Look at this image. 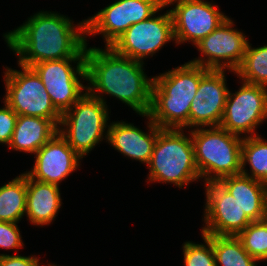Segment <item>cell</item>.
<instances>
[{"instance_id":"9c48e42d","label":"cell","mask_w":267,"mask_h":266,"mask_svg":"<svg viewBox=\"0 0 267 266\" xmlns=\"http://www.w3.org/2000/svg\"><path fill=\"white\" fill-rule=\"evenodd\" d=\"M165 0H116L86 20V35L102 34L110 47L130 26L165 8Z\"/></svg>"},{"instance_id":"603a6c76","label":"cell","mask_w":267,"mask_h":266,"mask_svg":"<svg viewBox=\"0 0 267 266\" xmlns=\"http://www.w3.org/2000/svg\"><path fill=\"white\" fill-rule=\"evenodd\" d=\"M241 162V174L267 185V140H264L259 135L244 136ZM246 164H249L251 174L245 169Z\"/></svg>"},{"instance_id":"6da1fadb","label":"cell","mask_w":267,"mask_h":266,"mask_svg":"<svg viewBox=\"0 0 267 266\" xmlns=\"http://www.w3.org/2000/svg\"><path fill=\"white\" fill-rule=\"evenodd\" d=\"M58 12L40 11L3 35L7 46L26 67L51 60L86 58V20L76 25Z\"/></svg>"},{"instance_id":"cb8c5ba5","label":"cell","mask_w":267,"mask_h":266,"mask_svg":"<svg viewBox=\"0 0 267 266\" xmlns=\"http://www.w3.org/2000/svg\"><path fill=\"white\" fill-rule=\"evenodd\" d=\"M235 73L243 82L267 87V45L252 48L248 42L243 62Z\"/></svg>"},{"instance_id":"5bb4252c","label":"cell","mask_w":267,"mask_h":266,"mask_svg":"<svg viewBox=\"0 0 267 266\" xmlns=\"http://www.w3.org/2000/svg\"><path fill=\"white\" fill-rule=\"evenodd\" d=\"M206 204L203 235L237 236L252 221L245 215L237 199L218 181L204 183Z\"/></svg>"},{"instance_id":"d4e9b609","label":"cell","mask_w":267,"mask_h":266,"mask_svg":"<svg viewBox=\"0 0 267 266\" xmlns=\"http://www.w3.org/2000/svg\"><path fill=\"white\" fill-rule=\"evenodd\" d=\"M237 238L250 256L257 261L267 260V218L252 221Z\"/></svg>"},{"instance_id":"f1b7e54d","label":"cell","mask_w":267,"mask_h":266,"mask_svg":"<svg viewBox=\"0 0 267 266\" xmlns=\"http://www.w3.org/2000/svg\"><path fill=\"white\" fill-rule=\"evenodd\" d=\"M36 256L0 254V266H40Z\"/></svg>"},{"instance_id":"4fadbf2b","label":"cell","mask_w":267,"mask_h":266,"mask_svg":"<svg viewBox=\"0 0 267 266\" xmlns=\"http://www.w3.org/2000/svg\"><path fill=\"white\" fill-rule=\"evenodd\" d=\"M175 2L170 12L177 44L187 41L197 44L228 18L218 6L204 0H165L167 6Z\"/></svg>"},{"instance_id":"30bf717a","label":"cell","mask_w":267,"mask_h":266,"mask_svg":"<svg viewBox=\"0 0 267 266\" xmlns=\"http://www.w3.org/2000/svg\"><path fill=\"white\" fill-rule=\"evenodd\" d=\"M242 84L235 93L229 90L219 126L238 136H255V129L267 119V87Z\"/></svg>"},{"instance_id":"3957f363","label":"cell","mask_w":267,"mask_h":266,"mask_svg":"<svg viewBox=\"0 0 267 266\" xmlns=\"http://www.w3.org/2000/svg\"><path fill=\"white\" fill-rule=\"evenodd\" d=\"M209 69L186 62L153 77L151 107L148 115L162 129L189 128L191 102L201 77Z\"/></svg>"},{"instance_id":"484cf974","label":"cell","mask_w":267,"mask_h":266,"mask_svg":"<svg viewBox=\"0 0 267 266\" xmlns=\"http://www.w3.org/2000/svg\"><path fill=\"white\" fill-rule=\"evenodd\" d=\"M201 235L206 244L183 243L184 266H216L212 242Z\"/></svg>"},{"instance_id":"7402d4cb","label":"cell","mask_w":267,"mask_h":266,"mask_svg":"<svg viewBox=\"0 0 267 266\" xmlns=\"http://www.w3.org/2000/svg\"><path fill=\"white\" fill-rule=\"evenodd\" d=\"M213 246L216 266H256L237 236L205 235ZM220 264V265H219Z\"/></svg>"},{"instance_id":"52a82bcc","label":"cell","mask_w":267,"mask_h":266,"mask_svg":"<svg viewBox=\"0 0 267 266\" xmlns=\"http://www.w3.org/2000/svg\"><path fill=\"white\" fill-rule=\"evenodd\" d=\"M21 71L6 68L4 101L18 116H34L50 119L57 127L61 114L55 109L43 82L31 68L21 64Z\"/></svg>"},{"instance_id":"8fae6325","label":"cell","mask_w":267,"mask_h":266,"mask_svg":"<svg viewBox=\"0 0 267 266\" xmlns=\"http://www.w3.org/2000/svg\"><path fill=\"white\" fill-rule=\"evenodd\" d=\"M155 16V17H154ZM175 40L170 10L130 26L110 47L119 55L143 62L167 42Z\"/></svg>"},{"instance_id":"8992f818","label":"cell","mask_w":267,"mask_h":266,"mask_svg":"<svg viewBox=\"0 0 267 266\" xmlns=\"http://www.w3.org/2000/svg\"><path fill=\"white\" fill-rule=\"evenodd\" d=\"M108 115L107 104L86 90L85 94L61 115L58 132L83 159L103 140L105 134V139H108V131L105 132L109 126Z\"/></svg>"},{"instance_id":"e0dca14e","label":"cell","mask_w":267,"mask_h":266,"mask_svg":"<svg viewBox=\"0 0 267 266\" xmlns=\"http://www.w3.org/2000/svg\"><path fill=\"white\" fill-rule=\"evenodd\" d=\"M142 117L149 120L147 133L131 123L117 121L110 123L108 126L107 141L109 145L111 144L115 150H118L124 156L148 165L159 134V126L151 120L148 114L142 115Z\"/></svg>"},{"instance_id":"5b68a950","label":"cell","mask_w":267,"mask_h":266,"mask_svg":"<svg viewBox=\"0 0 267 266\" xmlns=\"http://www.w3.org/2000/svg\"><path fill=\"white\" fill-rule=\"evenodd\" d=\"M190 134L195 163L204 183L241 174L243 136L241 138L220 126L196 128Z\"/></svg>"},{"instance_id":"7a4b0ae2","label":"cell","mask_w":267,"mask_h":266,"mask_svg":"<svg viewBox=\"0 0 267 266\" xmlns=\"http://www.w3.org/2000/svg\"><path fill=\"white\" fill-rule=\"evenodd\" d=\"M143 64L117 54L111 47L103 50L86 46L87 91L105 104L100 93L116 97L140 116L147 115L151 107L153 77H147Z\"/></svg>"},{"instance_id":"ffe728a7","label":"cell","mask_w":267,"mask_h":266,"mask_svg":"<svg viewBox=\"0 0 267 266\" xmlns=\"http://www.w3.org/2000/svg\"><path fill=\"white\" fill-rule=\"evenodd\" d=\"M57 132L58 127L50 119L19 115L8 148L35 155Z\"/></svg>"},{"instance_id":"44dd1931","label":"cell","mask_w":267,"mask_h":266,"mask_svg":"<svg viewBox=\"0 0 267 266\" xmlns=\"http://www.w3.org/2000/svg\"><path fill=\"white\" fill-rule=\"evenodd\" d=\"M26 173L0 187V221L19 223L26 214Z\"/></svg>"},{"instance_id":"d6986e66","label":"cell","mask_w":267,"mask_h":266,"mask_svg":"<svg viewBox=\"0 0 267 266\" xmlns=\"http://www.w3.org/2000/svg\"><path fill=\"white\" fill-rule=\"evenodd\" d=\"M26 216L36 226L49 225L62 205L58 185L43 183L26 174Z\"/></svg>"},{"instance_id":"ba28073f","label":"cell","mask_w":267,"mask_h":266,"mask_svg":"<svg viewBox=\"0 0 267 266\" xmlns=\"http://www.w3.org/2000/svg\"><path fill=\"white\" fill-rule=\"evenodd\" d=\"M72 62L77 63L75 68ZM31 68L43 82L55 109L61 115L85 94L84 89L87 90V85L84 86L80 81L87 80L86 58L43 61Z\"/></svg>"},{"instance_id":"277c9868","label":"cell","mask_w":267,"mask_h":266,"mask_svg":"<svg viewBox=\"0 0 267 266\" xmlns=\"http://www.w3.org/2000/svg\"><path fill=\"white\" fill-rule=\"evenodd\" d=\"M183 129H162L155 141L149 168L148 181L173 183L182 188L201 179L195 163L194 146Z\"/></svg>"},{"instance_id":"4316f807","label":"cell","mask_w":267,"mask_h":266,"mask_svg":"<svg viewBox=\"0 0 267 266\" xmlns=\"http://www.w3.org/2000/svg\"><path fill=\"white\" fill-rule=\"evenodd\" d=\"M23 246L17 223L0 221V248L15 250Z\"/></svg>"},{"instance_id":"83f0119b","label":"cell","mask_w":267,"mask_h":266,"mask_svg":"<svg viewBox=\"0 0 267 266\" xmlns=\"http://www.w3.org/2000/svg\"><path fill=\"white\" fill-rule=\"evenodd\" d=\"M0 108V143L10 144L18 115L4 102Z\"/></svg>"},{"instance_id":"9a60e30c","label":"cell","mask_w":267,"mask_h":266,"mask_svg":"<svg viewBox=\"0 0 267 266\" xmlns=\"http://www.w3.org/2000/svg\"><path fill=\"white\" fill-rule=\"evenodd\" d=\"M226 70L209 69L200 79L191 102L189 128L219 126L224 114L227 95Z\"/></svg>"},{"instance_id":"7c38bea8","label":"cell","mask_w":267,"mask_h":266,"mask_svg":"<svg viewBox=\"0 0 267 266\" xmlns=\"http://www.w3.org/2000/svg\"><path fill=\"white\" fill-rule=\"evenodd\" d=\"M233 25V20L228 17L213 32L195 44L203 58L200 56L189 62L207 69L226 70L227 68L235 72L243 62L248 40L246 35L235 29Z\"/></svg>"},{"instance_id":"2e32d148","label":"cell","mask_w":267,"mask_h":266,"mask_svg":"<svg viewBox=\"0 0 267 266\" xmlns=\"http://www.w3.org/2000/svg\"><path fill=\"white\" fill-rule=\"evenodd\" d=\"M35 154V164L26 174L36 181L58 186L78 169L82 159L59 132Z\"/></svg>"},{"instance_id":"ac0fdd59","label":"cell","mask_w":267,"mask_h":266,"mask_svg":"<svg viewBox=\"0 0 267 266\" xmlns=\"http://www.w3.org/2000/svg\"><path fill=\"white\" fill-rule=\"evenodd\" d=\"M218 182L237 199L251 221L267 218V185L243 174L226 176Z\"/></svg>"}]
</instances>
